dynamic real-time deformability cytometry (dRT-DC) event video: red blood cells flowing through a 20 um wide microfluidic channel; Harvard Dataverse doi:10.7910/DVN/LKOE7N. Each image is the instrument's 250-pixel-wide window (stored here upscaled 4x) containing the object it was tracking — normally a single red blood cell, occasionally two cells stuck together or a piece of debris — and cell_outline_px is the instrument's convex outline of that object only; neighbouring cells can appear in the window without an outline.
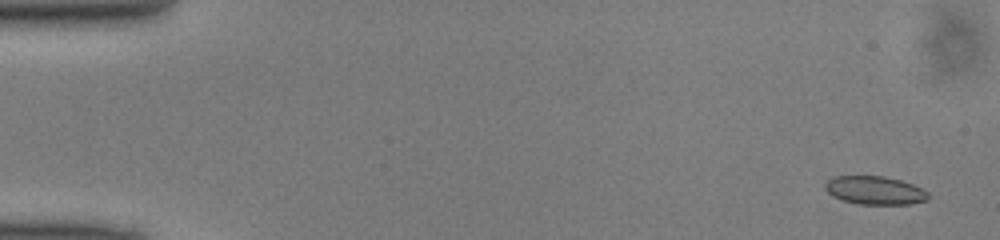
{"species": "common noctule bat (a hibernating species)", "species_latin": "Nyctalus noctula", "temperature_condition": "cold", "stored_images_in_passage": 51, "camera_frame_rate_fps": 3000, "um_per_image_px": 0.085, "animal": {"sex": "male", "body_mass_g": 13.0, "forearm_length_mm": 53.1}, "frame": {"image": 1, "passage_image": 3, "time_ms": 0.667, "image_size_px": [1000, 240], "cell_outline_px": [[928, 200], [908, 204], [856, 204], [832, 196], [824, 188], [824, 184], [828, 180], [836, 176], [884, 176], [900, 180], [912, 184], [928, 192]], "centroid_in_image_um": [74.34, 16.18], "position_along_channel_um": 10.7, "area_um2": 16.94}}
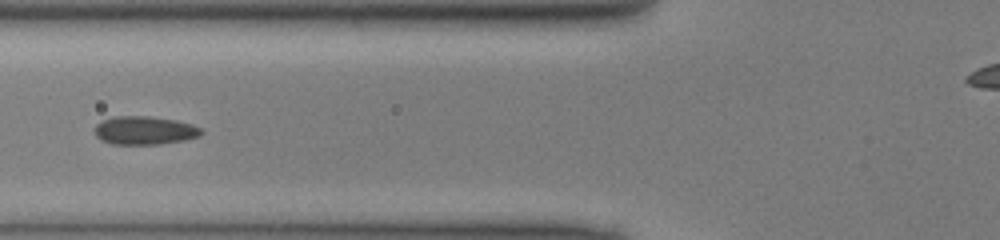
{"frame": {"image": 2, "passage_image": 20, "time_ms": 6.333, "image_size_px": [1000, 240], "cell_outline_px": [[204, 132], [200, 136], [184, 140], [156, 144], [112, 144], [100, 140], [96, 136], [96, 124], [112, 116], [148, 116], [176, 120], [192, 124], [200, 128]], "centroid_in_image_um": [12.3, 11.08], "position_along_channel_um": 113.5, "area_um2": 17.57}}
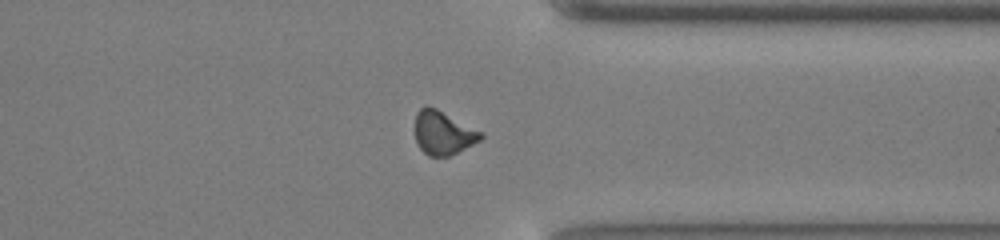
{"frame": {"image": 3, "passage_image": 39, "time_ms": 12.667, "image_size_px": [1000, 240], "cell_outline_px": [[484, 136], [480, 140], [448, 156], [428, 156], [416, 144], [416, 112], [420, 108], [428, 104], [484, 132]], "centroid_in_image_um": [37.67, 11.27], "position_along_channel_um": 373.7, "area_um2": 16.7}}